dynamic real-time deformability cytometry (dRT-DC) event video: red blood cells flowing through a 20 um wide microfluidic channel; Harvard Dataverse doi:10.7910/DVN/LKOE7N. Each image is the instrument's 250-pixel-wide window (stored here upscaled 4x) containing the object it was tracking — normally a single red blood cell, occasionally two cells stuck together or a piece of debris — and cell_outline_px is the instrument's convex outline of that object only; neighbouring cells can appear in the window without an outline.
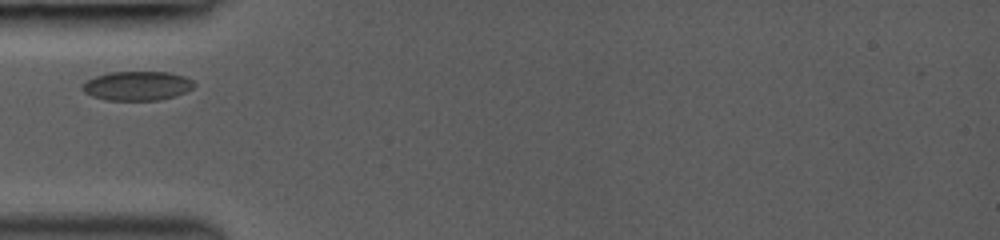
{"species": "common noctule bat (a hibernating species)", "species_latin": "Nyctalus noctula", "temperature_condition": "room temperature", "stored_images_in_passage": 33, "camera_frame_rate_fps": 3000, "um_per_image_px": 0.085, "animal": {"sex": "female", "body_mass_g": 19.0, "forearm_length_mm": 53.3}, "frame": {"image": 1, "passage_image": 1, "time_ms": 0.0, "image_size_px": [1000, 240], "cell_outline_px": [[196, 84], [192, 88], [176, 96], [160, 100], [104, 100], [92, 96], [84, 92], [80, 88], [88, 80], [96, 76], [108, 72], [168, 72], [184, 76], [192, 80]], "centroid_in_image_um": [11.66, 7.3], "position_along_channel_um": 73.3, "area_um2": 19.02}}
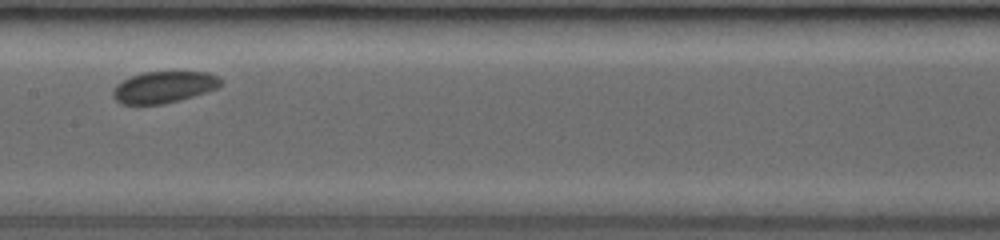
{"frame": {"image": 2, "passage_image": 11, "time_ms": 3.0, "image_size_px": [1000, 240], "cell_outline_px": [[224, 84], [216, 88], [180, 100], [164, 104], [120, 104], [112, 96], [112, 92], [116, 84], [132, 76], [144, 72], [208, 72], [224, 80]], "centroid_in_image_um": [13.93, 7.4], "position_along_channel_um": 193.5, "area_um2": 19.77}}
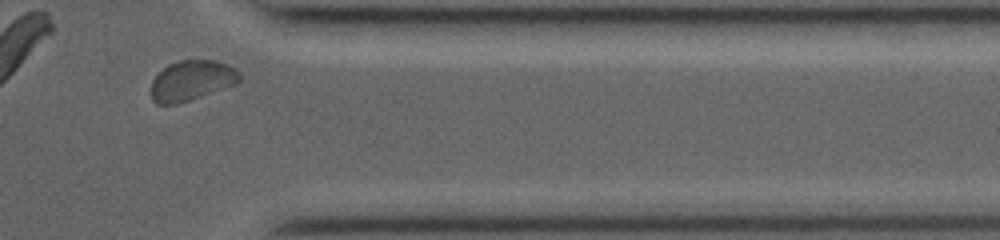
{"frame": {"image": 3, "passage_image": 30, "time_ms": 8.0, "image_size_px": [1000, 240], "cell_outline_px": [[240, 80], [236, 84], [176, 104], [156, 104], [152, 100], [152, 80], [168, 64], [180, 60], [216, 60], [228, 64], [236, 68], [240, 72]], "centroid_in_image_um": [16.31, 6.83], "position_along_channel_um": 395.1, "area_um2": 20.58}}